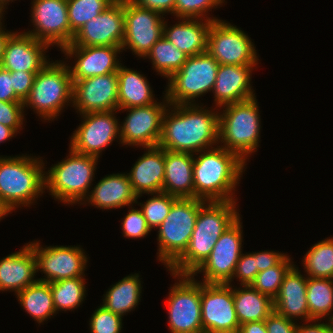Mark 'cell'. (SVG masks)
I'll return each mask as SVG.
<instances>
[{"label":"cell","mask_w":333,"mask_h":333,"mask_svg":"<svg viewBox=\"0 0 333 333\" xmlns=\"http://www.w3.org/2000/svg\"><path fill=\"white\" fill-rule=\"evenodd\" d=\"M73 82L68 66L63 62H48L36 75L23 106L34 109L38 116L53 120L72 102Z\"/></svg>","instance_id":"cell-7"},{"label":"cell","mask_w":333,"mask_h":333,"mask_svg":"<svg viewBox=\"0 0 333 333\" xmlns=\"http://www.w3.org/2000/svg\"><path fill=\"white\" fill-rule=\"evenodd\" d=\"M205 200L177 198L168 216L158 226V258L168 269L187 249L200 207Z\"/></svg>","instance_id":"cell-8"},{"label":"cell","mask_w":333,"mask_h":333,"mask_svg":"<svg viewBox=\"0 0 333 333\" xmlns=\"http://www.w3.org/2000/svg\"><path fill=\"white\" fill-rule=\"evenodd\" d=\"M17 133L14 129L0 123V143L11 139Z\"/></svg>","instance_id":"cell-54"},{"label":"cell","mask_w":333,"mask_h":333,"mask_svg":"<svg viewBox=\"0 0 333 333\" xmlns=\"http://www.w3.org/2000/svg\"><path fill=\"white\" fill-rule=\"evenodd\" d=\"M69 150L67 159L45 172V188L60 202L81 203L87 193L89 195L98 158L77 153L71 148Z\"/></svg>","instance_id":"cell-6"},{"label":"cell","mask_w":333,"mask_h":333,"mask_svg":"<svg viewBox=\"0 0 333 333\" xmlns=\"http://www.w3.org/2000/svg\"><path fill=\"white\" fill-rule=\"evenodd\" d=\"M85 278L76 277L50 283L54 308L59 310H73L80 306L85 298Z\"/></svg>","instance_id":"cell-37"},{"label":"cell","mask_w":333,"mask_h":333,"mask_svg":"<svg viewBox=\"0 0 333 333\" xmlns=\"http://www.w3.org/2000/svg\"><path fill=\"white\" fill-rule=\"evenodd\" d=\"M114 2H126V1H132V0H113Z\"/></svg>","instance_id":"cell-56"},{"label":"cell","mask_w":333,"mask_h":333,"mask_svg":"<svg viewBox=\"0 0 333 333\" xmlns=\"http://www.w3.org/2000/svg\"><path fill=\"white\" fill-rule=\"evenodd\" d=\"M85 199L101 209H114L137 204L128 174H110L101 179Z\"/></svg>","instance_id":"cell-29"},{"label":"cell","mask_w":333,"mask_h":333,"mask_svg":"<svg viewBox=\"0 0 333 333\" xmlns=\"http://www.w3.org/2000/svg\"><path fill=\"white\" fill-rule=\"evenodd\" d=\"M135 5L165 15L174 14L175 0H132ZM165 13V14H164Z\"/></svg>","instance_id":"cell-49"},{"label":"cell","mask_w":333,"mask_h":333,"mask_svg":"<svg viewBox=\"0 0 333 333\" xmlns=\"http://www.w3.org/2000/svg\"><path fill=\"white\" fill-rule=\"evenodd\" d=\"M238 333H267L265 320L241 324Z\"/></svg>","instance_id":"cell-52"},{"label":"cell","mask_w":333,"mask_h":333,"mask_svg":"<svg viewBox=\"0 0 333 333\" xmlns=\"http://www.w3.org/2000/svg\"><path fill=\"white\" fill-rule=\"evenodd\" d=\"M49 47L31 35L14 32L6 44L1 67L13 72H39L49 62L44 55Z\"/></svg>","instance_id":"cell-22"},{"label":"cell","mask_w":333,"mask_h":333,"mask_svg":"<svg viewBox=\"0 0 333 333\" xmlns=\"http://www.w3.org/2000/svg\"><path fill=\"white\" fill-rule=\"evenodd\" d=\"M122 318L121 315L113 313L101 305L91 315L89 321L91 333H120Z\"/></svg>","instance_id":"cell-42"},{"label":"cell","mask_w":333,"mask_h":333,"mask_svg":"<svg viewBox=\"0 0 333 333\" xmlns=\"http://www.w3.org/2000/svg\"><path fill=\"white\" fill-rule=\"evenodd\" d=\"M128 214L123 218L122 229L123 236L130 238L145 237L151 231L141 209H134L131 207Z\"/></svg>","instance_id":"cell-43"},{"label":"cell","mask_w":333,"mask_h":333,"mask_svg":"<svg viewBox=\"0 0 333 333\" xmlns=\"http://www.w3.org/2000/svg\"><path fill=\"white\" fill-rule=\"evenodd\" d=\"M200 19L181 18V22L176 23L170 28L167 22L164 24V37H166L179 50L188 56H195L207 52V38L211 23L215 17ZM204 21V22H203Z\"/></svg>","instance_id":"cell-27"},{"label":"cell","mask_w":333,"mask_h":333,"mask_svg":"<svg viewBox=\"0 0 333 333\" xmlns=\"http://www.w3.org/2000/svg\"><path fill=\"white\" fill-rule=\"evenodd\" d=\"M32 5L35 29L24 33L60 50L69 45L75 34L69 24L67 0H33Z\"/></svg>","instance_id":"cell-14"},{"label":"cell","mask_w":333,"mask_h":333,"mask_svg":"<svg viewBox=\"0 0 333 333\" xmlns=\"http://www.w3.org/2000/svg\"><path fill=\"white\" fill-rule=\"evenodd\" d=\"M124 2H114L104 12L85 23L66 46H116L124 40Z\"/></svg>","instance_id":"cell-19"},{"label":"cell","mask_w":333,"mask_h":333,"mask_svg":"<svg viewBox=\"0 0 333 333\" xmlns=\"http://www.w3.org/2000/svg\"><path fill=\"white\" fill-rule=\"evenodd\" d=\"M239 217L235 201L205 202L199 209L187 249L168 268L170 272L178 275L193 274L210 256L225 230Z\"/></svg>","instance_id":"cell-2"},{"label":"cell","mask_w":333,"mask_h":333,"mask_svg":"<svg viewBox=\"0 0 333 333\" xmlns=\"http://www.w3.org/2000/svg\"><path fill=\"white\" fill-rule=\"evenodd\" d=\"M39 241L29 243L36 257V268L43 271L46 278L38 281L55 282L59 280L83 277L87 257L81 247L48 246L40 247Z\"/></svg>","instance_id":"cell-18"},{"label":"cell","mask_w":333,"mask_h":333,"mask_svg":"<svg viewBox=\"0 0 333 333\" xmlns=\"http://www.w3.org/2000/svg\"><path fill=\"white\" fill-rule=\"evenodd\" d=\"M10 1L13 2V0H0V9L3 11L5 9V5H7Z\"/></svg>","instance_id":"cell-55"},{"label":"cell","mask_w":333,"mask_h":333,"mask_svg":"<svg viewBox=\"0 0 333 333\" xmlns=\"http://www.w3.org/2000/svg\"><path fill=\"white\" fill-rule=\"evenodd\" d=\"M207 52L222 65H257L259 60L246 33L220 19L209 28Z\"/></svg>","instance_id":"cell-11"},{"label":"cell","mask_w":333,"mask_h":333,"mask_svg":"<svg viewBox=\"0 0 333 333\" xmlns=\"http://www.w3.org/2000/svg\"><path fill=\"white\" fill-rule=\"evenodd\" d=\"M225 0H175L174 15L178 19H200L215 6L222 5Z\"/></svg>","instance_id":"cell-41"},{"label":"cell","mask_w":333,"mask_h":333,"mask_svg":"<svg viewBox=\"0 0 333 333\" xmlns=\"http://www.w3.org/2000/svg\"><path fill=\"white\" fill-rule=\"evenodd\" d=\"M242 287L243 289H233L234 307L239 324L265 320L274 310L273 300L251 285Z\"/></svg>","instance_id":"cell-31"},{"label":"cell","mask_w":333,"mask_h":333,"mask_svg":"<svg viewBox=\"0 0 333 333\" xmlns=\"http://www.w3.org/2000/svg\"><path fill=\"white\" fill-rule=\"evenodd\" d=\"M151 195L153 197L148 199L144 204L140 203V206L146 222L152 230V228H157L162 224L177 197L165 192H158L155 195L153 193Z\"/></svg>","instance_id":"cell-40"},{"label":"cell","mask_w":333,"mask_h":333,"mask_svg":"<svg viewBox=\"0 0 333 333\" xmlns=\"http://www.w3.org/2000/svg\"><path fill=\"white\" fill-rule=\"evenodd\" d=\"M113 0H67L68 19L75 34L85 23L104 12Z\"/></svg>","instance_id":"cell-38"},{"label":"cell","mask_w":333,"mask_h":333,"mask_svg":"<svg viewBox=\"0 0 333 333\" xmlns=\"http://www.w3.org/2000/svg\"><path fill=\"white\" fill-rule=\"evenodd\" d=\"M223 107L225 110L219 113V142L245 162L260 142L261 122L256 97Z\"/></svg>","instance_id":"cell-5"},{"label":"cell","mask_w":333,"mask_h":333,"mask_svg":"<svg viewBox=\"0 0 333 333\" xmlns=\"http://www.w3.org/2000/svg\"><path fill=\"white\" fill-rule=\"evenodd\" d=\"M294 265L285 275L278 295L273 300L274 310L293 321L300 318L311 322L307 303V277Z\"/></svg>","instance_id":"cell-24"},{"label":"cell","mask_w":333,"mask_h":333,"mask_svg":"<svg viewBox=\"0 0 333 333\" xmlns=\"http://www.w3.org/2000/svg\"><path fill=\"white\" fill-rule=\"evenodd\" d=\"M18 301L37 323H42L56 314L50 283L36 281L16 294Z\"/></svg>","instance_id":"cell-33"},{"label":"cell","mask_w":333,"mask_h":333,"mask_svg":"<svg viewBox=\"0 0 333 333\" xmlns=\"http://www.w3.org/2000/svg\"><path fill=\"white\" fill-rule=\"evenodd\" d=\"M318 320H311V322H315L314 324L310 323V325H298L297 324V330L296 333H333V321H330L328 323H316Z\"/></svg>","instance_id":"cell-51"},{"label":"cell","mask_w":333,"mask_h":333,"mask_svg":"<svg viewBox=\"0 0 333 333\" xmlns=\"http://www.w3.org/2000/svg\"><path fill=\"white\" fill-rule=\"evenodd\" d=\"M141 281L139 274L124 277L107 291L102 305L113 313L124 316L136 308L141 296Z\"/></svg>","instance_id":"cell-32"},{"label":"cell","mask_w":333,"mask_h":333,"mask_svg":"<svg viewBox=\"0 0 333 333\" xmlns=\"http://www.w3.org/2000/svg\"><path fill=\"white\" fill-rule=\"evenodd\" d=\"M240 217L217 240L210 256L192 274L204 273L203 283L228 284L232 282L235 266L242 254V223Z\"/></svg>","instance_id":"cell-12"},{"label":"cell","mask_w":333,"mask_h":333,"mask_svg":"<svg viewBox=\"0 0 333 333\" xmlns=\"http://www.w3.org/2000/svg\"><path fill=\"white\" fill-rule=\"evenodd\" d=\"M196 105L170 104L171 112L167 108L163 116L158 146L196 155L219 144V113Z\"/></svg>","instance_id":"cell-1"},{"label":"cell","mask_w":333,"mask_h":333,"mask_svg":"<svg viewBox=\"0 0 333 333\" xmlns=\"http://www.w3.org/2000/svg\"><path fill=\"white\" fill-rule=\"evenodd\" d=\"M290 260V257L286 256L278 265L259 272L251 286L274 300L279 293L285 275L294 266Z\"/></svg>","instance_id":"cell-39"},{"label":"cell","mask_w":333,"mask_h":333,"mask_svg":"<svg viewBox=\"0 0 333 333\" xmlns=\"http://www.w3.org/2000/svg\"><path fill=\"white\" fill-rule=\"evenodd\" d=\"M23 102H5L0 100V123L19 132L24 120Z\"/></svg>","instance_id":"cell-44"},{"label":"cell","mask_w":333,"mask_h":333,"mask_svg":"<svg viewBox=\"0 0 333 333\" xmlns=\"http://www.w3.org/2000/svg\"><path fill=\"white\" fill-rule=\"evenodd\" d=\"M179 277L169 292L167 308L171 333H204L201 321V282L192 274Z\"/></svg>","instance_id":"cell-10"},{"label":"cell","mask_w":333,"mask_h":333,"mask_svg":"<svg viewBox=\"0 0 333 333\" xmlns=\"http://www.w3.org/2000/svg\"><path fill=\"white\" fill-rule=\"evenodd\" d=\"M198 153L193 163L194 198L206 202L235 201L233 191L239 184L246 162L218 145Z\"/></svg>","instance_id":"cell-3"},{"label":"cell","mask_w":333,"mask_h":333,"mask_svg":"<svg viewBox=\"0 0 333 333\" xmlns=\"http://www.w3.org/2000/svg\"><path fill=\"white\" fill-rule=\"evenodd\" d=\"M201 321L204 333H238L232 285L201 282Z\"/></svg>","instance_id":"cell-13"},{"label":"cell","mask_w":333,"mask_h":333,"mask_svg":"<svg viewBox=\"0 0 333 333\" xmlns=\"http://www.w3.org/2000/svg\"><path fill=\"white\" fill-rule=\"evenodd\" d=\"M2 12H4V11H2L1 9H0V19H2V17H3V13Z\"/></svg>","instance_id":"cell-57"},{"label":"cell","mask_w":333,"mask_h":333,"mask_svg":"<svg viewBox=\"0 0 333 333\" xmlns=\"http://www.w3.org/2000/svg\"><path fill=\"white\" fill-rule=\"evenodd\" d=\"M38 72L10 71L15 94L24 102L29 96L35 75Z\"/></svg>","instance_id":"cell-46"},{"label":"cell","mask_w":333,"mask_h":333,"mask_svg":"<svg viewBox=\"0 0 333 333\" xmlns=\"http://www.w3.org/2000/svg\"><path fill=\"white\" fill-rule=\"evenodd\" d=\"M256 267V252L249 254H241L240 258L235 266L232 279L239 278V282L242 285H251L258 274Z\"/></svg>","instance_id":"cell-45"},{"label":"cell","mask_w":333,"mask_h":333,"mask_svg":"<svg viewBox=\"0 0 333 333\" xmlns=\"http://www.w3.org/2000/svg\"><path fill=\"white\" fill-rule=\"evenodd\" d=\"M219 63L208 52L189 56L181 69L168 78L166 99L170 104H193L194 98L212 91Z\"/></svg>","instance_id":"cell-9"},{"label":"cell","mask_w":333,"mask_h":333,"mask_svg":"<svg viewBox=\"0 0 333 333\" xmlns=\"http://www.w3.org/2000/svg\"><path fill=\"white\" fill-rule=\"evenodd\" d=\"M163 191L177 198H194V154L164 150Z\"/></svg>","instance_id":"cell-28"},{"label":"cell","mask_w":333,"mask_h":333,"mask_svg":"<svg viewBox=\"0 0 333 333\" xmlns=\"http://www.w3.org/2000/svg\"><path fill=\"white\" fill-rule=\"evenodd\" d=\"M147 152L127 173L137 199L142 194H155L163 191L165 176L164 149L160 146L147 147Z\"/></svg>","instance_id":"cell-25"},{"label":"cell","mask_w":333,"mask_h":333,"mask_svg":"<svg viewBox=\"0 0 333 333\" xmlns=\"http://www.w3.org/2000/svg\"><path fill=\"white\" fill-rule=\"evenodd\" d=\"M255 65L219 64L212 90L216 107L242 102L256 97L251 89V71Z\"/></svg>","instance_id":"cell-23"},{"label":"cell","mask_w":333,"mask_h":333,"mask_svg":"<svg viewBox=\"0 0 333 333\" xmlns=\"http://www.w3.org/2000/svg\"><path fill=\"white\" fill-rule=\"evenodd\" d=\"M267 333H296L297 324L273 310L265 319Z\"/></svg>","instance_id":"cell-47"},{"label":"cell","mask_w":333,"mask_h":333,"mask_svg":"<svg viewBox=\"0 0 333 333\" xmlns=\"http://www.w3.org/2000/svg\"><path fill=\"white\" fill-rule=\"evenodd\" d=\"M114 112H91L80 114L83 123L74 131L70 148L77 153L99 158L100 153L109 146L116 137L120 138V124Z\"/></svg>","instance_id":"cell-17"},{"label":"cell","mask_w":333,"mask_h":333,"mask_svg":"<svg viewBox=\"0 0 333 333\" xmlns=\"http://www.w3.org/2000/svg\"><path fill=\"white\" fill-rule=\"evenodd\" d=\"M118 109L148 106L154 101L153 90L147 78L137 70L125 68L122 64L117 71Z\"/></svg>","instance_id":"cell-30"},{"label":"cell","mask_w":333,"mask_h":333,"mask_svg":"<svg viewBox=\"0 0 333 333\" xmlns=\"http://www.w3.org/2000/svg\"><path fill=\"white\" fill-rule=\"evenodd\" d=\"M189 56L173 45L164 35L152 46L144 58L152 60L156 72L169 78L179 71Z\"/></svg>","instance_id":"cell-35"},{"label":"cell","mask_w":333,"mask_h":333,"mask_svg":"<svg viewBox=\"0 0 333 333\" xmlns=\"http://www.w3.org/2000/svg\"><path fill=\"white\" fill-rule=\"evenodd\" d=\"M307 303L309 317L333 321V279L307 277Z\"/></svg>","instance_id":"cell-34"},{"label":"cell","mask_w":333,"mask_h":333,"mask_svg":"<svg viewBox=\"0 0 333 333\" xmlns=\"http://www.w3.org/2000/svg\"><path fill=\"white\" fill-rule=\"evenodd\" d=\"M286 256L287 254L285 255L284 253L274 251L256 252V267L258 272L278 265Z\"/></svg>","instance_id":"cell-50"},{"label":"cell","mask_w":333,"mask_h":333,"mask_svg":"<svg viewBox=\"0 0 333 333\" xmlns=\"http://www.w3.org/2000/svg\"><path fill=\"white\" fill-rule=\"evenodd\" d=\"M43 168V169H42ZM43 160L31 156H0V217L19 205L26 207L43 194L45 171Z\"/></svg>","instance_id":"cell-4"},{"label":"cell","mask_w":333,"mask_h":333,"mask_svg":"<svg viewBox=\"0 0 333 333\" xmlns=\"http://www.w3.org/2000/svg\"><path fill=\"white\" fill-rule=\"evenodd\" d=\"M124 15L122 50L129 48L135 55L144 58L164 34V17L131 1L124 2Z\"/></svg>","instance_id":"cell-15"},{"label":"cell","mask_w":333,"mask_h":333,"mask_svg":"<svg viewBox=\"0 0 333 333\" xmlns=\"http://www.w3.org/2000/svg\"><path fill=\"white\" fill-rule=\"evenodd\" d=\"M36 257L30 244H26L18 252H14L0 260V291L24 290L38 279Z\"/></svg>","instance_id":"cell-26"},{"label":"cell","mask_w":333,"mask_h":333,"mask_svg":"<svg viewBox=\"0 0 333 333\" xmlns=\"http://www.w3.org/2000/svg\"><path fill=\"white\" fill-rule=\"evenodd\" d=\"M302 262L307 277L333 279V238L314 244Z\"/></svg>","instance_id":"cell-36"},{"label":"cell","mask_w":333,"mask_h":333,"mask_svg":"<svg viewBox=\"0 0 333 333\" xmlns=\"http://www.w3.org/2000/svg\"><path fill=\"white\" fill-rule=\"evenodd\" d=\"M2 19H0V66L3 60L4 51L9 38L14 34L13 32L5 31L2 27Z\"/></svg>","instance_id":"cell-53"},{"label":"cell","mask_w":333,"mask_h":333,"mask_svg":"<svg viewBox=\"0 0 333 333\" xmlns=\"http://www.w3.org/2000/svg\"><path fill=\"white\" fill-rule=\"evenodd\" d=\"M0 100L5 102H23L13 89L10 71L0 66Z\"/></svg>","instance_id":"cell-48"},{"label":"cell","mask_w":333,"mask_h":333,"mask_svg":"<svg viewBox=\"0 0 333 333\" xmlns=\"http://www.w3.org/2000/svg\"><path fill=\"white\" fill-rule=\"evenodd\" d=\"M164 97L160 102L148 106L125 108L129 113L120 127V142L123 145L141 146L144 148L157 146L162 132L163 116L170 103ZM166 101V102H165Z\"/></svg>","instance_id":"cell-16"},{"label":"cell","mask_w":333,"mask_h":333,"mask_svg":"<svg viewBox=\"0 0 333 333\" xmlns=\"http://www.w3.org/2000/svg\"><path fill=\"white\" fill-rule=\"evenodd\" d=\"M67 56L77 60L73 67L68 66L72 81L117 72L121 63L117 54L122 47L116 46H64L61 49Z\"/></svg>","instance_id":"cell-21"},{"label":"cell","mask_w":333,"mask_h":333,"mask_svg":"<svg viewBox=\"0 0 333 333\" xmlns=\"http://www.w3.org/2000/svg\"><path fill=\"white\" fill-rule=\"evenodd\" d=\"M72 82V105L80 114L118 111L117 72Z\"/></svg>","instance_id":"cell-20"}]
</instances>
